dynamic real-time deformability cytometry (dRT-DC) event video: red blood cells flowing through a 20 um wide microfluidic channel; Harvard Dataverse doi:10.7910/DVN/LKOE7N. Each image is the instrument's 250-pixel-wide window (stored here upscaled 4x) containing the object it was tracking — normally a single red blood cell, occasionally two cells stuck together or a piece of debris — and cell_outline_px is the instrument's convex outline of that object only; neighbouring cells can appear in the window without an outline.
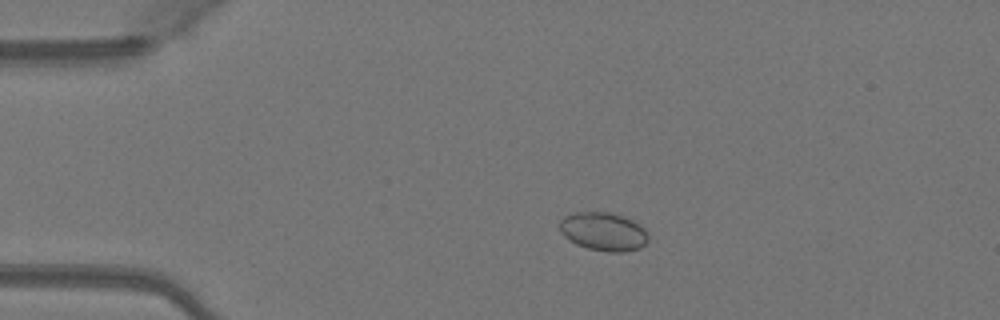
{"species": "Egyptian fruit bat (a non-hibernating species)", "species_latin": "Rousettus aegyptiacus", "temperature_condition": "warm", "stored_images_in_passage": 45, "camera_frame_rate_fps": 3000, "um_per_image_px": 0.085, "animal": {"sex": "female"}, "frame": {"image": 1, "passage_image": 6, "time_ms": 1.667, "image_size_px": [1000, 320], "cell_outline_px": [[648, 240], [640, 248], [624, 252], [608, 252], [588, 248], [576, 244], [568, 240], [564, 236], [560, 228], [560, 220], [564, 216], [576, 212], [608, 212], [624, 216], [640, 224], [648, 232]], "centroid_in_image_um": [51.31, 19.68], "position_along_channel_um": 33.7, "area_um2": 19.94}}
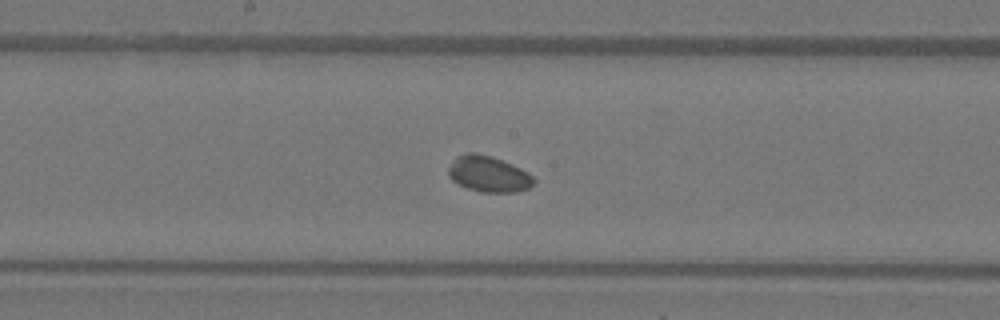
{"frame": {"image": 2, "passage_image": 22, "time_ms": 7.0, "image_size_px": [1000, 320], "cell_outline_px": [[536, 180], [528, 188], [516, 192], [480, 192], [456, 184], [448, 176], [448, 168], [452, 160], [456, 156], [464, 152], [476, 152], [492, 156], [520, 168], [528, 172]], "centroid_in_image_um": [41.47, 14.78], "position_along_channel_um": 206.7, "area_um2": 18.09}}
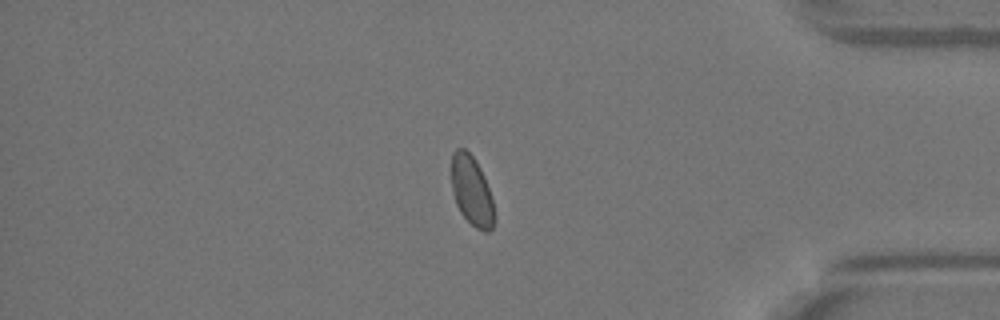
{"frame": {"image": 3, "passage_image": 38, "time_ms": 12.333, "image_size_px": [1000, 320], "cell_outline_px": [[496, 220], [492, 228], [488, 232], [484, 232], [476, 228], [460, 212], [456, 204], [452, 188], [452, 152], [456, 148], [464, 148], [476, 160], [484, 176], [492, 196], [496, 216]], "centroid_in_image_um": [40.13, 16.24], "position_along_channel_um": 395.1, "area_um2": 17.57}, "authors_computed_cell_mechanics": {"area_um2": 17.8602, "velocity_mm_per_s": 4.0802, "shape_relaxation_time_tau1_ms": null, "shape_relaxation_time_tau2_ms": 2.1848, "deformation_change_tau1": null, "deformation_change_tau2": 0.0495}}